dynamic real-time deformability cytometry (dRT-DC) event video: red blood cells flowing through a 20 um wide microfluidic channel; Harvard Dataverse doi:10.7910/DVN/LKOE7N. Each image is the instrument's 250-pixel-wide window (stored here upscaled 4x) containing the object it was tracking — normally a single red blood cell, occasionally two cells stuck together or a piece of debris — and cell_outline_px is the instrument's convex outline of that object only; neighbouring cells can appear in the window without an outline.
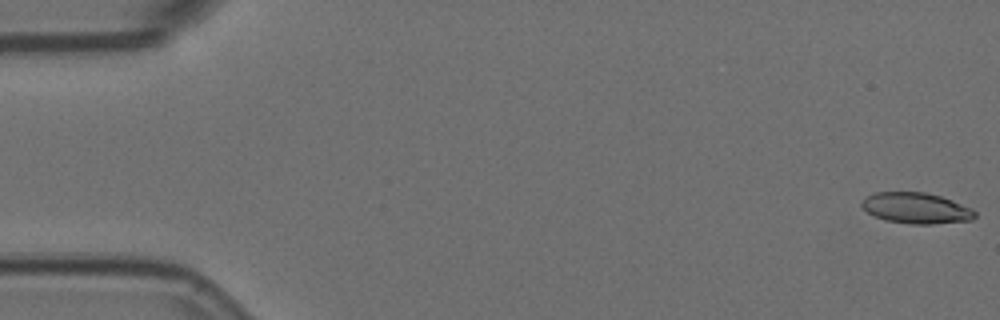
{"species": "Egyptian fruit bat (a non-hibernating species)", "species_latin": "Rousettus aegyptiacus", "temperature_condition": "room temperature", "stored_images_in_passage": 5, "camera_frame_rate_fps": 3000, "um_per_image_px": 0.085, "animal": {"sex": "female"}, "frame": {"image": 1, "passage_image": 1, "time_ms": 0.0, "image_size_px": [1000, 320], "cell_outline_px": [[976, 216], [972, 220], [932, 224], [912, 224], [884, 220], [868, 212], [860, 204], [868, 196], [876, 192], [924, 192], [940, 196], [952, 200], [972, 208], [976, 212]], "centroid_in_image_um": [77.91, 17.69], "position_along_channel_um": 7.1, "area_um2": 20.23}}
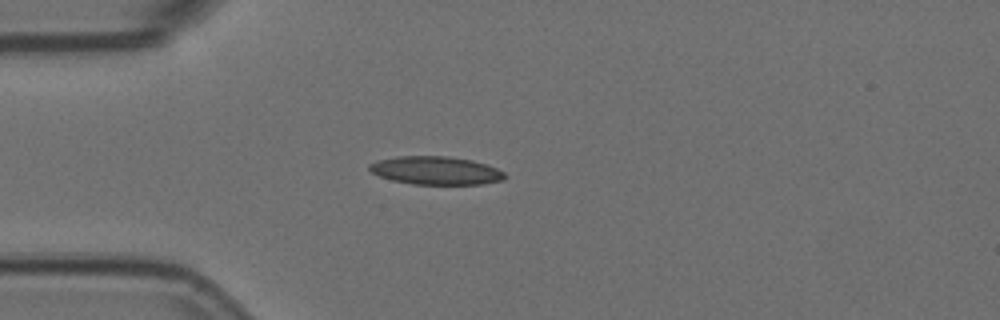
{"frame": {"image": 2, "passage_image": 5, "time_ms": 1.333, "image_size_px": [1000, 320], "cell_outline_px": [[508, 176], [504, 180], [484, 184], [412, 184], [392, 180], [380, 176], [372, 172], [368, 168], [368, 164], [380, 160], [396, 156], [448, 156], [472, 160], [496, 168], [504, 172]], "centroid_in_image_um": [37.07, 14.49], "position_along_channel_um": 47.9, "area_um2": 22.25}}